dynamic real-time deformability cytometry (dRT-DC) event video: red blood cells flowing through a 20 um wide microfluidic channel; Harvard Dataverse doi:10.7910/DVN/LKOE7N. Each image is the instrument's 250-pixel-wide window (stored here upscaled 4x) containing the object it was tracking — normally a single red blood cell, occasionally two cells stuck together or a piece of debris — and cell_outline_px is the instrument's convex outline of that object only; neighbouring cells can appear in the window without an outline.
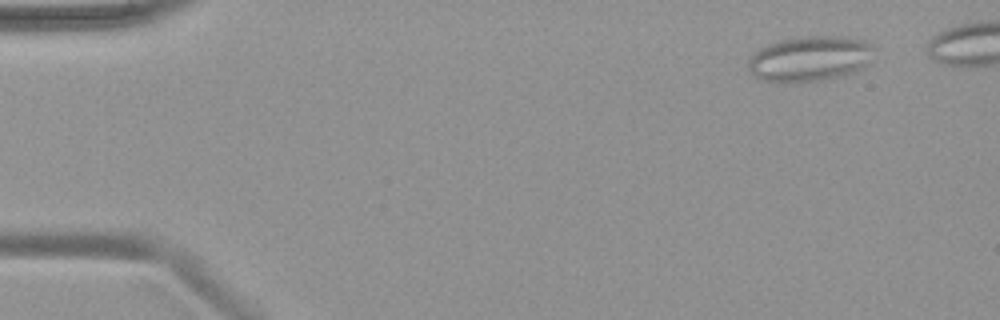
{"species": "common noctule bat (a hibernating species)", "species_latin": "Nyctalus noctula", "temperature_condition": "warm", "stored_images_in_passage": 44, "segment_of_instrument_passage": [1, 2], "camera_frame_rate_fps": 3000, "um_per_image_px": 0.085, "animal": {"sex": "female", "body_mass_g": 19.9}, "frame": {"image": 1, "passage_image": 4, "time_ms": 1.0, "image_size_px": [1000, 320], "cell_outline_px": [[876, 48], [872, 60], [864, 68], [844, 76], [824, 80], [776, 84], [760, 80], [748, 68], [748, 60], [760, 48], [768, 44], [780, 40], [804, 36], [848, 36], [868, 40]], "centroid_in_image_um": [68.91, 5.0], "position_along_channel_um": 16.1, "area_um2": 34.22}}